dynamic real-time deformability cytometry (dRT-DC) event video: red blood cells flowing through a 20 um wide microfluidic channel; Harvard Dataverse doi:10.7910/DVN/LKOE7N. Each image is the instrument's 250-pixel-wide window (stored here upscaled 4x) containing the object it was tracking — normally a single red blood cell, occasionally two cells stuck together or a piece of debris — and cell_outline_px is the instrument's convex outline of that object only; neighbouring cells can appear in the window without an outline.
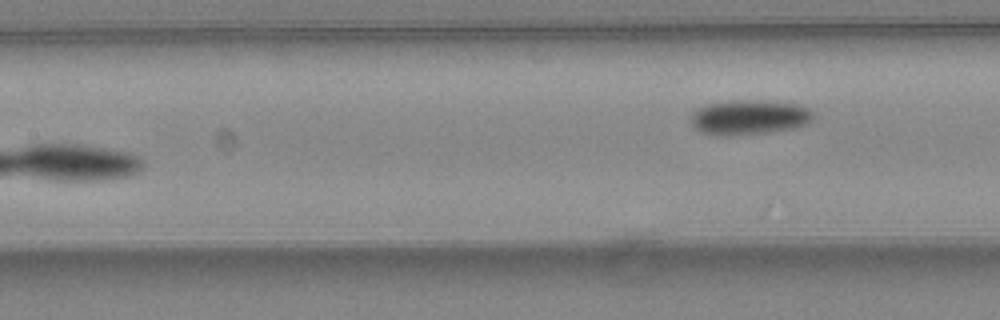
{"species": "common noctule bat (a hibernating species)", "species_latin": "Nyctalus noctula", "temperature_condition": "warm", "stored_images_in_passage": 7, "camera_frame_rate_fps": 3000, "um_per_image_px": 0.085, "animal": {"sex": "female", "body_mass_g": 24.6, "forearm_length_mm": 56.2}, "frame": {"image": 1, "passage_image": 7, "time_ms": 2.0, "image_size_px": [1000, 320], "cell_outline_px": [[816, 116], [808, 124], [796, 128], [768, 132], [732, 136], [700, 132], [688, 120], [692, 112], [696, 108], [704, 104], [736, 100], [756, 100], [796, 104], [808, 108], [816, 112]], "centroid_in_image_um": [63.69, 9.96], "position_along_channel_um": 143.7, "area_um2": 25.2}}